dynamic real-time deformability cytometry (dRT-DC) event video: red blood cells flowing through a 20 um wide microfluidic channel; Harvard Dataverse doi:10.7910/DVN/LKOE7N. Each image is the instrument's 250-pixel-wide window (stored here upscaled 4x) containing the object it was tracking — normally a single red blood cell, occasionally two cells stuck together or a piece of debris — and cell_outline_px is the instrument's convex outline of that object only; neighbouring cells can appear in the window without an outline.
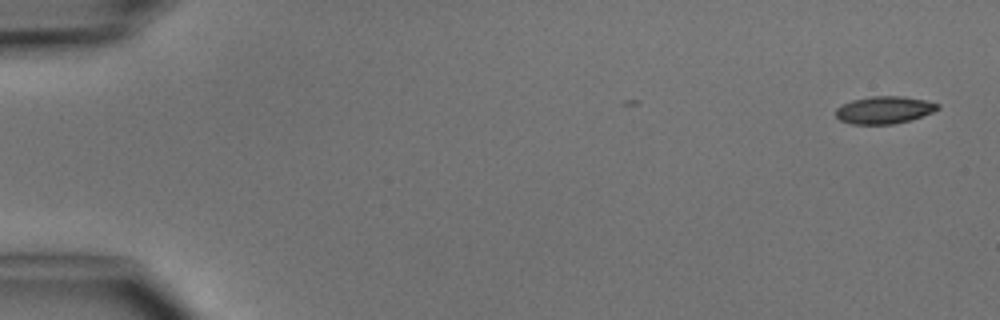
{"species": "common noctule bat (a hibernating species)", "species_latin": "Nyctalus noctula", "temperature_condition": "cold", "stored_images_in_passage": 2, "camera_frame_rate_fps": 3000, "um_per_image_px": 0.085, "animal": {"sex": "male", "body_mass_g": 15.6}, "frame": {"image": 1, "passage_image": 2, "time_ms": 1.0, "image_size_px": [1000, 320], "cell_outline_px": [[940, 108], [932, 112], [908, 120], [892, 124], [852, 124], [840, 120], [836, 116], [836, 108], [840, 104], [852, 100], [872, 96], [904, 96], [924, 100], [940, 104]], "centroid_in_image_um": [75.12, 9.33], "position_along_channel_um": 9.9, "area_um2": 16.18}}